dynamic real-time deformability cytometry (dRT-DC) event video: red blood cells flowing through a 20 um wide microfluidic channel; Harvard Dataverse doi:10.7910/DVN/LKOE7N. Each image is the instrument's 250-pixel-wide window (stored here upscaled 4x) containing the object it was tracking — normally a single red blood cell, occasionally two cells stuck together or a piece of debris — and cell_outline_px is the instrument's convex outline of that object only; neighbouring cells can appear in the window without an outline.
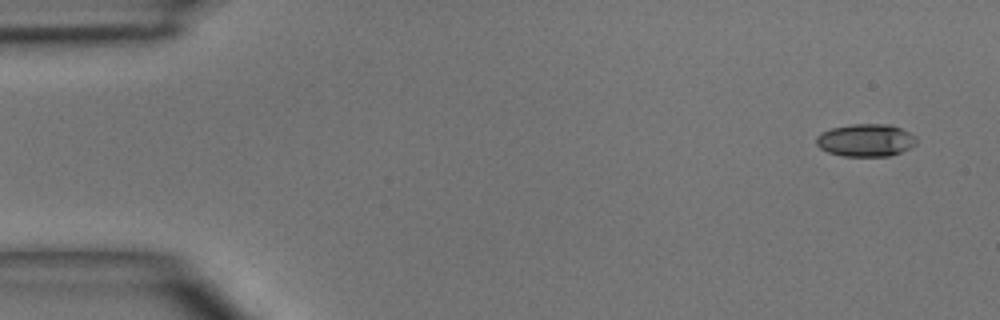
{"species": "common noctule bat (a hibernating species)", "species_latin": "Nyctalus noctula", "temperature_condition": "room temperature", "stored_images_in_passage": 4, "camera_frame_rate_fps": 3000, "um_per_image_px": 0.085, "animal": {"sex": "male", "body_mass_g": 15.6}, "frame": {"image": 1, "passage_image": 1, "time_ms": 0.0, "image_size_px": [1000, 320], "cell_outline_px": [[916, 144], [900, 152], [888, 156], [844, 156], [828, 152], [820, 148], [816, 144], [816, 136], [820, 132], [832, 128], [852, 124], [892, 124], [916, 136]], "centroid_in_image_um": [73.57, 11.91], "position_along_channel_um": 11.4, "area_um2": 19.02}}
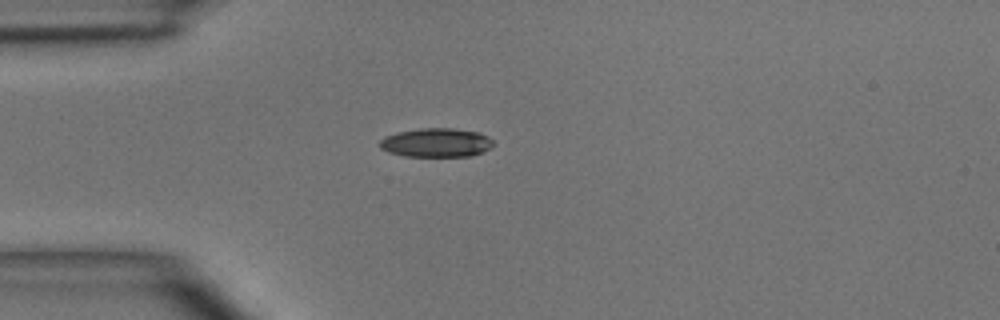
{"frame": {"image": 2, "passage_image": 3, "time_ms": 3.333, "image_size_px": [1000, 320], "cell_outline_px": [[492, 144], [484, 152], [468, 156], [404, 156], [388, 152], [380, 148], [376, 144], [384, 136], [396, 132], [420, 128], [452, 128], [480, 132], [488, 136], [492, 140]], "centroid_in_image_um": [37.02, 12.12], "position_along_channel_um": 48.0, "area_um2": 19.31}}